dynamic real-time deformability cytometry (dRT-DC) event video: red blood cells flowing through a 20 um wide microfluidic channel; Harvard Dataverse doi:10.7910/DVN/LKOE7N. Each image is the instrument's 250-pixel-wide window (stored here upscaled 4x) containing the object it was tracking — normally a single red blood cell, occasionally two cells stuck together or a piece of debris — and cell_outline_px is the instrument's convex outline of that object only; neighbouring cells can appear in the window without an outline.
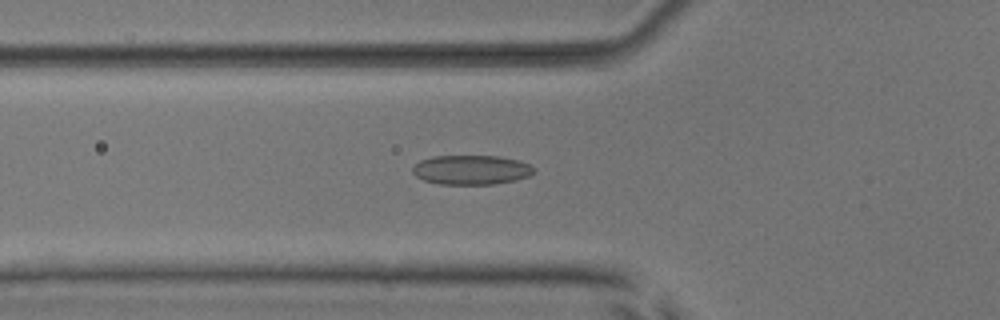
{"species": "common noctule bat (a hibernating species)", "species_latin": "Nyctalus noctula", "temperature_condition": "room temperature", "stored_images_in_passage": 53, "camera_frame_rate_fps": 3000, "um_per_image_px": 0.085, "animal": {"sex": "male", "body_mass_g": 17.9, "forearm_length_mm": 54.2}, "frame": {"image": 1, "passage_image": 19, "time_ms": 6.0, "image_size_px": [1000, 320], "cell_outline_px": [[536, 172], [528, 176], [516, 180], [492, 184], [440, 184], [424, 180], [416, 176], [412, 172], [412, 168], [420, 160], [432, 156], [500, 156], [520, 160], [536, 168]], "centroid_in_image_um": [40.08, 14.43], "position_along_channel_um": 85.7, "area_um2": 20.92}}
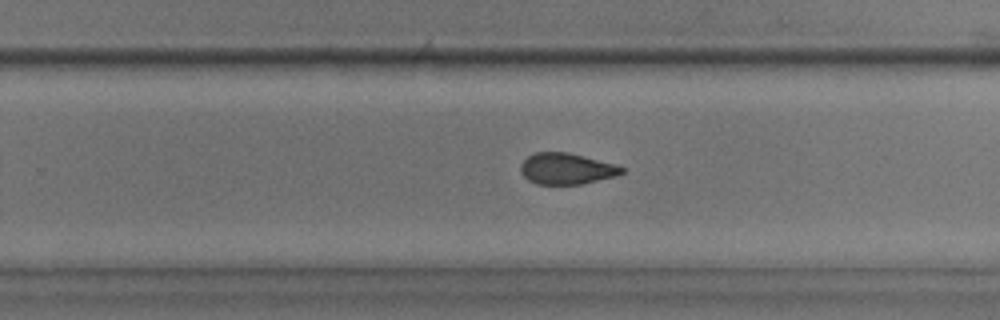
{"frame": {"image": 2, "passage_image": 34, "time_ms": 11.0, "image_size_px": [1000, 320], "cell_outline_px": [[624, 172], [616, 176], [580, 184], [536, 184], [528, 180], [520, 172], [520, 164], [528, 156], [536, 152], [568, 152], [584, 156], [612, 164], [624, 168]], "centroid_in_image_um": [48.11, 14.34], "position_along_channel_um": 281.7, "area_um2": 18.21}}
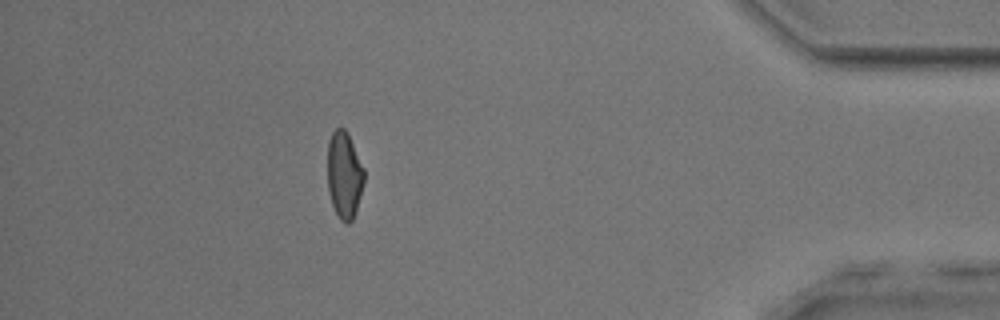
{"frame": {"image": 3, "passage_image": 47, "time_ms": 15.333, "image_size_px": [1000, 320], "cell_outline_px": [[364, 184], [356, 212], [352, 220], [348, 224], [344, 224], [340, 220], [332, 204], [328, 188], [328, 140], [332, 132], [336, 128], [344, 128], [348, 132], [364, 168]], "centroid_in_image_um": [29.27, 14.88], "position_along_channel_um": 405.9, "area_um2": 18.73}, "authors_computed_cell_mechanics": {"area_um2": 19.4786, "velocity_mm_per_s": 3.9233, "shape_relaxation_time_tau1_ms": 10.9182, "shape_relaxation_time_tau2_ms": 2.164, "deformation_change_tau1": 0.2212, "deformation_change_tau2": 0.0812}}